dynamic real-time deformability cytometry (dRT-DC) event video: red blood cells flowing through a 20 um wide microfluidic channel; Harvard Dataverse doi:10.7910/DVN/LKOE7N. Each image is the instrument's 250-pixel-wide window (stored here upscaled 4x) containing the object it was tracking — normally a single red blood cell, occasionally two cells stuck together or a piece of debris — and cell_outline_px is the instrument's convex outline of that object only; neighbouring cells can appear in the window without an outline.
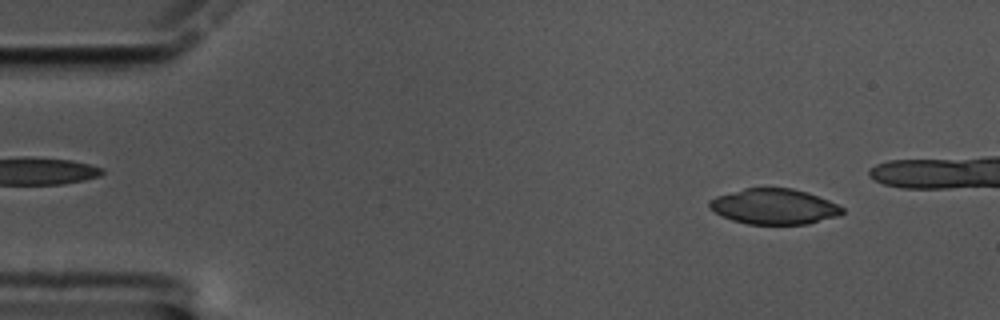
{"species": "common noctule bat (a hibernating species)", "species_latin": "Nyctalus noctula", "temperature_condition": "cold", "stored_images_in_passage": 51, "camera_frame_rate_fps": 3000, "um_per_image_px": 0.085, "animal": {"sex": "male", "body_mass_g": 17.5, "forearm_length_mm": 52.3}, "frame": {"image": 1, "passage_image": 6, "time_ms": 1.667, "image_size_px": [1000, 320], "cell_outline_px": [[844, 212], [840, 216], [808, 224], [748, 224], [732, 220], [708, 208], [708, 200], [716, 196], [744, 188], [792, 188], [808, 192], [828, 200], [844, 208]], "centroid_in_image_um": [65.81, 17.55], "position_along_channel_um": 19.2, "area_um2": 27.57}}
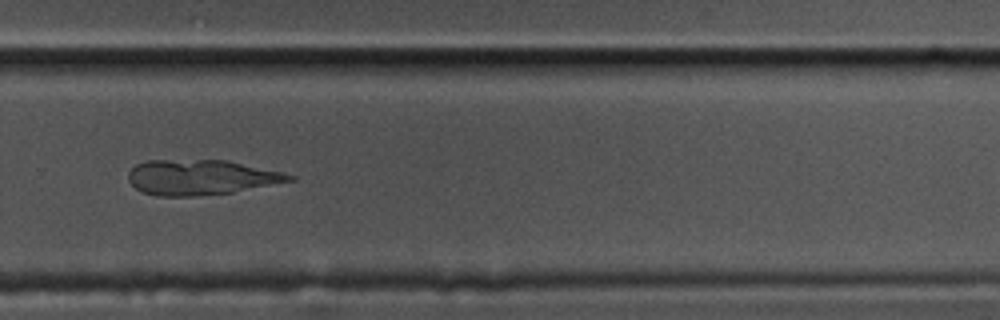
{"frame": {"image": 2, "passage_image": 40, "time_ms": 13.0, "image_size_px": [1000, 320], "cell_outline_px": [[296, 180], [232, 192], [196, 196], [156, 196], [144, 192], [136, 188], [128, 180], [128, 172], [136, 164], [148, 160], [228, 160], [284, 172], [296, 176]], "centroid_in_image_um": [17.1, 15.06], "position_along_channel_um": 312.7, "area_um2": 33.06}}